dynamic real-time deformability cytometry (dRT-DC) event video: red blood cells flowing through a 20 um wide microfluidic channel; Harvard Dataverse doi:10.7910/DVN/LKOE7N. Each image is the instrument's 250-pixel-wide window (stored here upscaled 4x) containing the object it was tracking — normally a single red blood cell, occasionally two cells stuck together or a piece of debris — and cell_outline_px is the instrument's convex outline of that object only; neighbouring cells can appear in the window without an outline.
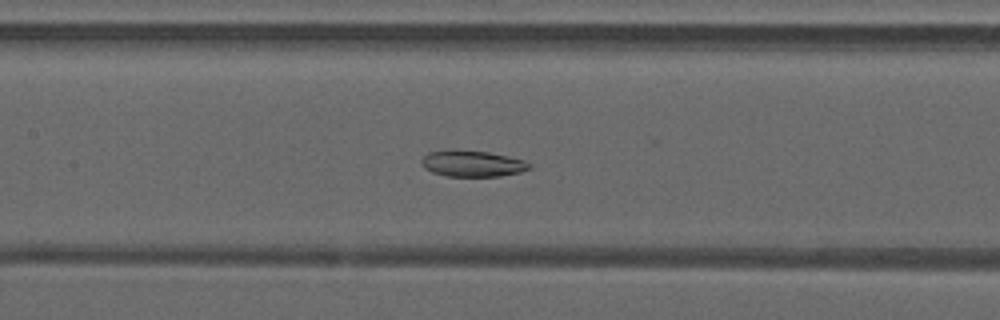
{"species": "common noctule bat (a hibernating species)", "species_latin": "Nyctalus noctula", "temperature_condition": "warm", "stored_images_in_passage": 50, "camera_frame_rate_fps": 3000, "um_per_image_px": 0.085, "animal": {"sex": "male", "forearm_length_mm": 52.5}, "frame": {"image": 1, "passage_image": 24, "time_ms": 7.667, "image_size_px": [1000, 320], "cell_outline_px": [[532, 168], [520, 172], [500, 176], [448, 176], [432, 172], [424, 168], [420, 160], [428, 152], [448, 148], [452, 148], [488, 152], [524, 160], [532, 164]], "centroid_in_image_um": [40.12, 13.88], "position_along_channel_um": 167.3, "area_um2": 16.76}}
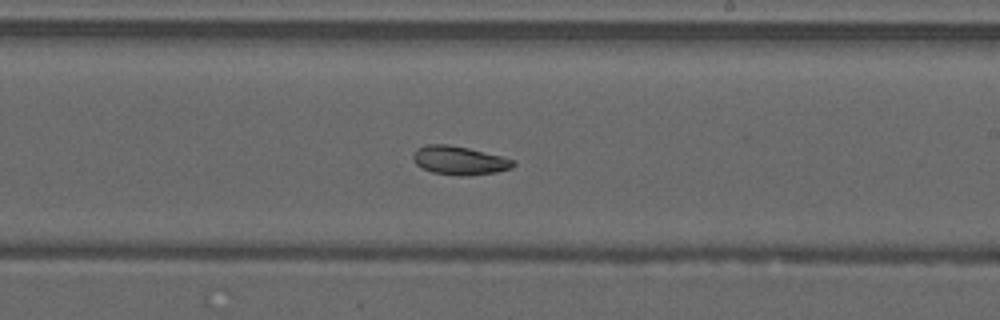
{"frame": {"image": 2, "passage_image": 30, "time_ms": 9.667, "image_size_px": [1000, 320], "cell_outline_px": [[516, 164], [512, 168], [496, 172], [468, 176], [460, 176], [432, 172], [416, 164], [412, 160], [412, 156], [416, 148], [424, 144], [448, 144], [468, 148], [516, 160]], "centroid_in_image_um": [39.03, 13.63], "position_along_channel_um": 250.0, "area_um2": 16.82}}
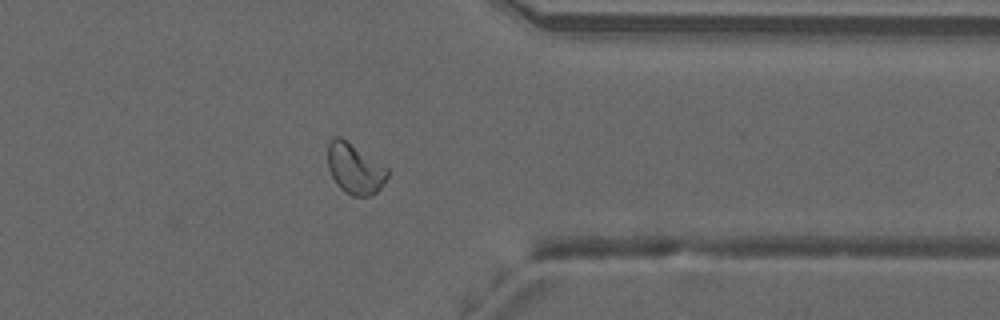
{"frame": {"image": 3, "passage_image": 40, "time_ms": 13.0, "image_size_px": [1000, 320], "cell_outline_px": [[388, 176], [384, 184], [372, 196], [352, 196], [344, 192], [336, 184], [328, 168], [328, 140], [332, 136], [340, 136], [388, 168]], "centroid_in_image_um": [30.14, 14.34], "position_along_channel_um": 381.3, "area_um2": 17.69}}